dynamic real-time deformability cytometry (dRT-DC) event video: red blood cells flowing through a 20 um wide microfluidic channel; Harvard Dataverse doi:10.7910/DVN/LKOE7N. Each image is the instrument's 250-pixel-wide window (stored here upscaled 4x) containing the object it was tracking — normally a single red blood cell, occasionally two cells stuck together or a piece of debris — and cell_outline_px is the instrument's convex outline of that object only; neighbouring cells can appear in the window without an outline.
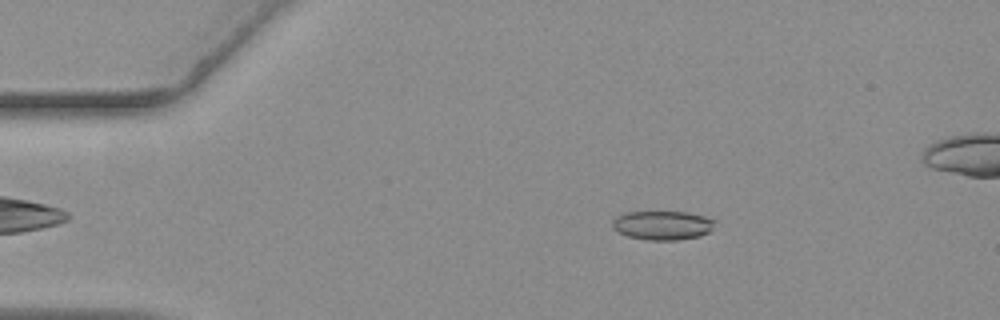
{"species": "common noctule bat (a hibernating species)", "species_latin": "Nyctalus noctula", "temperature_condition": "warm", "stored_images_in_passage": 47, "camera_frame_rate_fps": 3000, "um_per_image_px": 0.085, "animal": {"sex": "female", "body_mass_g": 19.3, "forearm_length_mm": 54.1}, "frame": {"image": 1, "passage_image": 2, "time_ms": 0.333, "image_size_px": [1000, 320], "cell_outline_px": [[716, 220], [712, 228], [708, 232], [700, 236], [680, 240], [648, 240], [628, 236], [612, 228], [612, 220], [616, 216], [624, 212], [688, 212], [704, 216]], "centroid_in_image_um": [56.31, 19.14], "position_along_channel_um": 28.7, "area_um2": 17.4}}
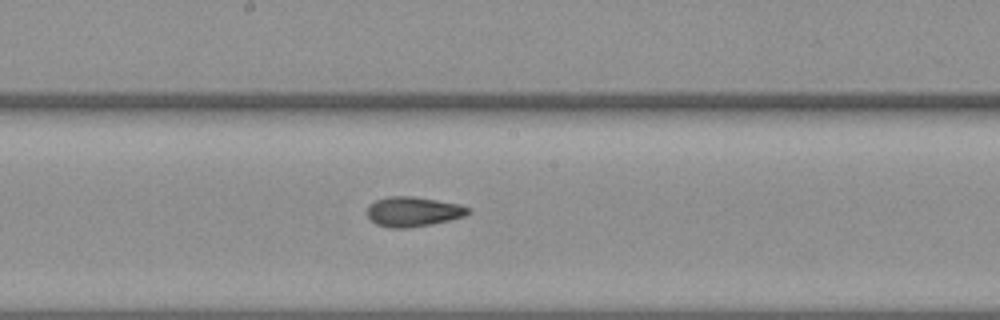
{"frame": {"image": 2, "passage_image": 22, "time_ms": 7.0, "image_size_px": [1000, 320], "cell_outline_px": [[472, 212], [464, 216], [432, 224], [408, 228], [388, 228], [376, 224], [368, 216], [368, 208], [376, 200], [388, 196], [412, 196], [460, 204], [468, 208]], "centroid_in_image_um": [35.13, 17.99], "position_along_channel_um": 213.1, "area_um2": 17.4}}
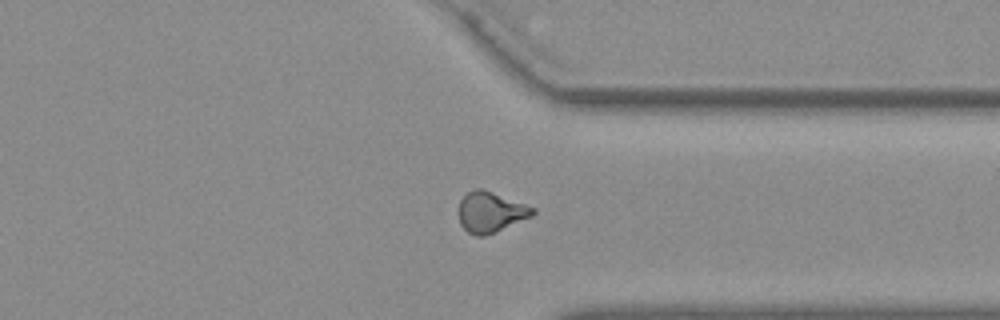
{"frame": {"image": 3, "passage_image": 35, "time_ms": 11.333, "image_size_px": [1000, 320], "cell_outline_px": [[536, 212], [532, 216], [484, 236], [476, 236], [468, 232], [460, 224], [460, 200], [472, 188], [484, 188], [536, 208]], "centroid_in_image_um": [41.71, 18.0], "position_along_channel_um": 369.7, "area_um2": 17.4}, "authors_computed_cell_mechanics": {"area_um2": 17.3978, "velocity_mm_per_s": 3.6506, "shape_relaxation_time_tau1_ms": null, "shape_relaxation_time_tau2_ms": 2.2376, "deformation_change_tau1": null, "deformation_change_tau2": 0.0833}}